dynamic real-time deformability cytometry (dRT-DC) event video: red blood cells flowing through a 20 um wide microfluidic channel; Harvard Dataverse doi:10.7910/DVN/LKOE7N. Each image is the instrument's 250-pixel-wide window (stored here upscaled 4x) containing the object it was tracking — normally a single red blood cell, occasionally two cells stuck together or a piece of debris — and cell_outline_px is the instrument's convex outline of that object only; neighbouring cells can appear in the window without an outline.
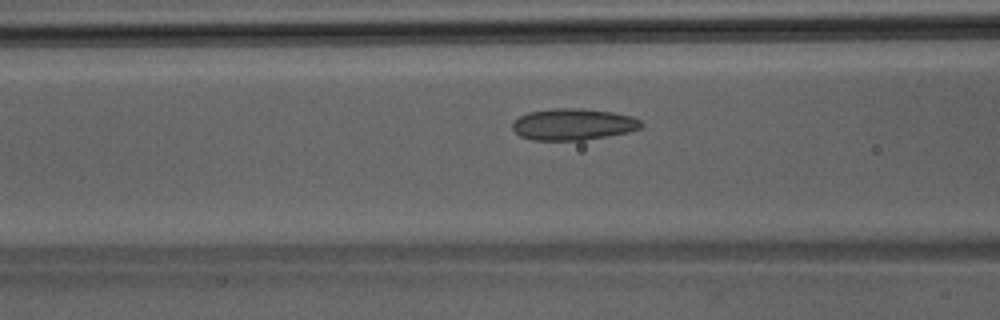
{"species": "Egyptian fruit bat (a non-hibernating species)", "species_latin": "Rousettus aegyptiacus", "temperature_condition": "room temperature", "stored_images_in_passage": 41, "camera_frame_rate_fps": 3000, "um_per_image_px": 0.085, "animal": {"sex": "male"}, "frame": {"image": 1, "passage_image": 13, "time_ms": 4.0, "image_size_px": [1000, 320], "cell_outline_px": [[644, 124], [640, 128], [628, 132], [584, 140], [532, 140], [520, 136], [512, 128], [512, 124], [520, 116], [528, 112], [552, 108], [580, 108], [612, 112], [632, 116], [640, 120]], "centroid_in_image_um": [48.72, 10.56], "position_along_channel_um": 117.9, "area_um2": 23.64}}
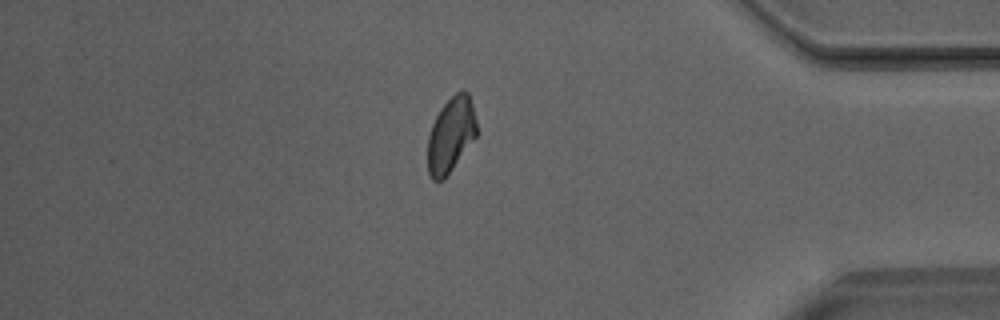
{"frame": {"image": 2, "passage_image": 34, "time_ms": 11.0, "image_size_px": [1000, 320], "cell_outline_px": [[476, 136], [444, 180], [432, 180], [428, 172], [428, 136], [432, 124], [440, 108], [456, 92], [468, 92], [472, 104], [476, 120]], "centroid_in_image_um": [38.31, 11.48], "position_along_channel_um": 396.9, "area_um2": 21.15}}
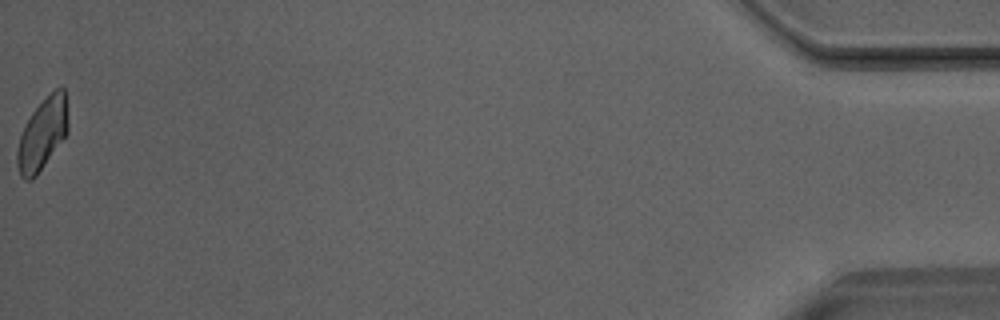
{"frame": {"image": 3, "passage_image": 41, "time_ms": 13.333, "image_size_px": [1000, 320], "cell_outline_px": [[68, 132], [36, 176], [32, 180], [24, 180], [20, 176], [16, 164], [16, 152], [20, 136], [32, 112], [56, 88], [64, 88], [68, 124]], "centroid_in_image_um": [3.59, 11.45], "position_along_channel_um": 431.6, "area_um2": 20.81}}